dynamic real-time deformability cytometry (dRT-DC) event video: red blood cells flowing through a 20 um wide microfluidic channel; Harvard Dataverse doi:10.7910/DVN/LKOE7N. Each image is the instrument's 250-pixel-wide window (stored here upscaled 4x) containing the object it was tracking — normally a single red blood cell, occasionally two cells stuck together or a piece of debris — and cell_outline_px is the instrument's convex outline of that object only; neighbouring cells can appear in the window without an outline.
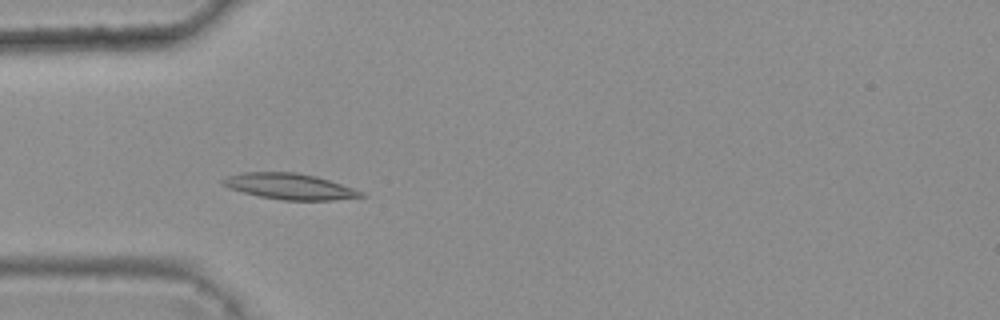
{"species": "common noctule bat (a hibernating species)", "species_latin": "Nyctalus noctula", "temperature_condition": "warm", "stored_images_in_passage": 6, "camera_frame_rate_fps": 3000, "um_per_image_px": 0.085, "animal": {"sex": "female", "body_mass_g": 25.1}, "frame": {"image": 1, "passage_image": 5, "time_ms": 1.333, "image_size_px": [1000, 320], "cell_outline_px": [[368, 196], [332, 200], [284, 200], [260, 196], [228, 188], [220, 184], [220, 180], [228, 176], [244, 172], [296, 172], [316, 176], [364, 192]], "centroid_in_image_um": [24.6, 15.84], "position_along_channel_um": 60.4, "area_um2": 20.75}}
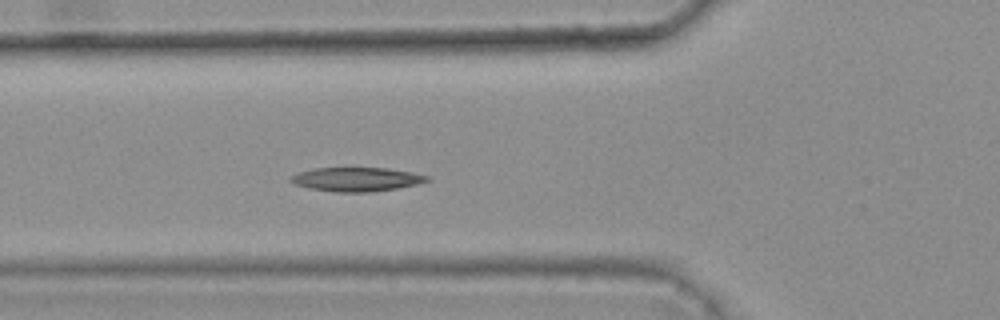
{"frame": {"image": 2, "passage_image": 6, "time_ms": 1.667, "image_size_px": [1000, 320], "cell_outline_px": [[428, 180], [416, 184], [396, 188], [368, 192], [336, 192], [308, 188], [296, 184], [288, 180], [292, 176], [300, 172], [316, 168], [388, 168], [412, 172], [428, 176]], "centroid_in_image_um": [30.29, 15.24], "position_along_channel_um": 95.5, "area_um2": 18.73}}